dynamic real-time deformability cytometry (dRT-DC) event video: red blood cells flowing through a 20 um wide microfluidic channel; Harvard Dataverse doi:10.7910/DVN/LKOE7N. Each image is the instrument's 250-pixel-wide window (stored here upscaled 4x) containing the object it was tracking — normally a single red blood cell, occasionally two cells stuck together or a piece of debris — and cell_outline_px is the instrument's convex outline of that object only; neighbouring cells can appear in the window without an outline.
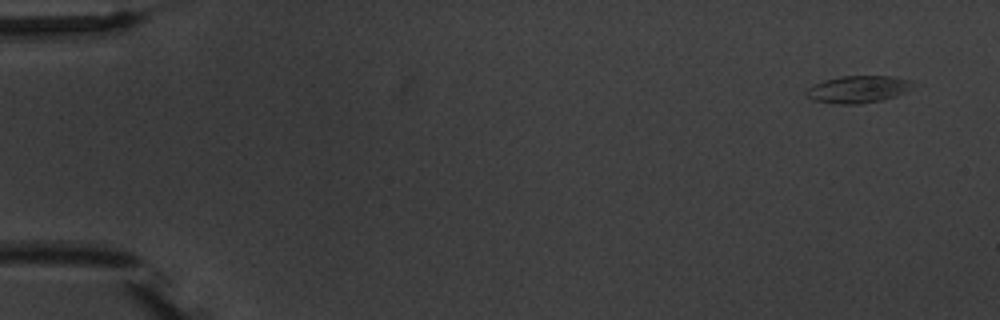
{"species": "common noctule bat (a hibernating species)", "species_latin": "Nyctalus noctula", "temperature_condition": "warm", "stored_images_in_passage": 5, "camera_frame_rate_fps": 3000, "um_per_image_px": 0.085, "animal": {"sex": "male", "body_mass_g": 20.1, "forearm_length_mm": 53.5}, "frame": {"image": 1, "passage_image": 1, "time_ms": 0.0, "image_size_px": [1000, 320], "cell_outline_px": [[908, 84], [904, 92], [896, 96], [880, 100], [860, 104], [840, 104], [812, 100], [804, 92], [808, 88], [824, 80], [840, 76], [896, 76], [908, 80]], "centroid_in_image_um": [72.84, 7.59], "position_along_channel_um": 12.2, "area_um2": 16.42}}
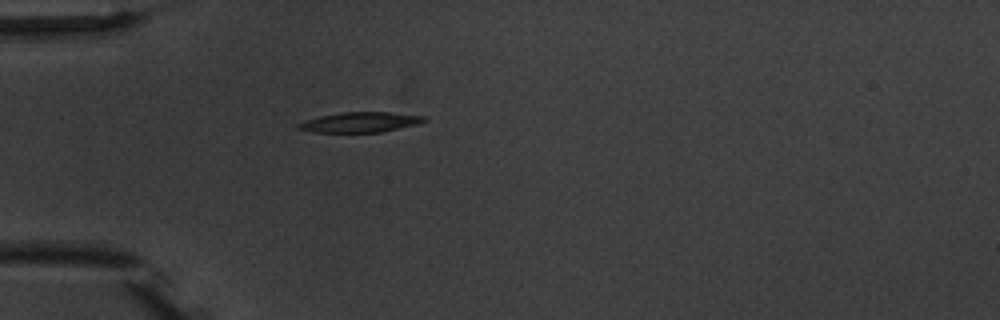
{"frame": {"image": 2, "passage_image": 5, "time_ms": 4.667, "image_size_px": [1000, 320], "cell_outline_px": [[428, 120], [420, 124], [380, 132], [312, 132], [296, 128], [296, 124], [320, 116], [340, 112], [388, 112], [424, 116]], "centroid_in_image_um": [30.64, 10.39], "position_along_channel_um": 54.4, "area_um2": 14.74}}